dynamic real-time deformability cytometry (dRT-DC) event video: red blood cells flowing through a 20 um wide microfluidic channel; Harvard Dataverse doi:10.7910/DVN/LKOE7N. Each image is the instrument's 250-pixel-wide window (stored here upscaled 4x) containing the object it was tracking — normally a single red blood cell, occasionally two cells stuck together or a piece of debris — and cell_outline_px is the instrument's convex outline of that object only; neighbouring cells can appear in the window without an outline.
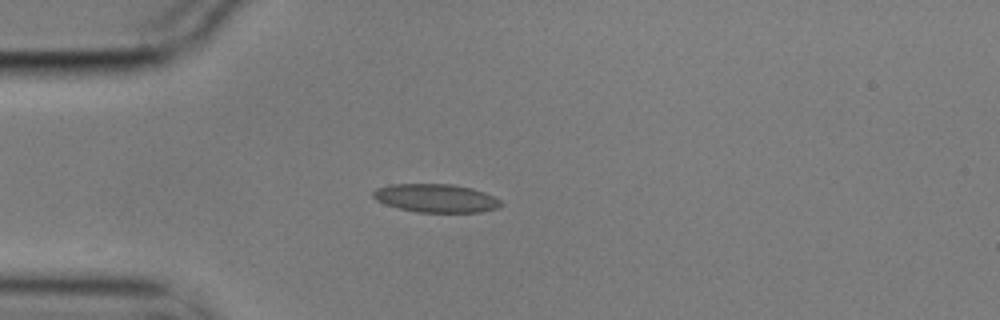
{"species": "common noctule bat (a hibernating species)", "species_latin": "Nyctalus noctula", "temperature_condition": "cold", "stored_images_in_passage": 7, "camera_frame_rate_fps": 3000, "um_per_image_px": 0.085, "animal": {"sex": "male", "body_mass_g": 17.9}, "frame": {"image": 1, "passage_image": 1, "time_ms": 0.0, "image_size_px": [1000, 320], "cell_outline_px": [[504, 204], [496, 208], [480, 212], [416, 212], [400, 208], [376, 200], [372, 196], [372, 192], [376, 188], [388, 184], [452, 184], [472, 188], [484, 192], [500, 200]], "centroid_in_image_um": [37.05, 16.83], "position_along_channel_um": 48.0, "area_um2": 21.04}}
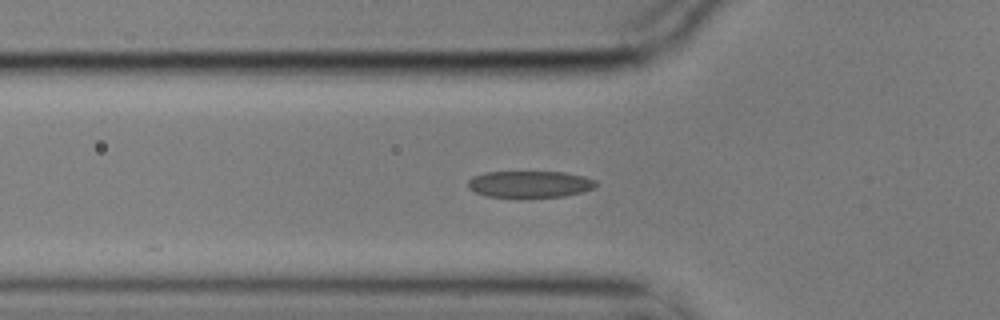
{"frame": {"image": 2, "passage_image": 5, "time_ms": 1.333, "image_size_px": [1000, 320], "cell_outline_px": [[596, 184], [592, 188], [580, 192], [564, 196], [520, 200], [488, 196], [476, 192], [468, 188], [468, 180], [472, 176], [484, 172], [564, 172], [584, 176], [596, 180]], "centroid_in_image_um": [44.98, 15.69], "position_along_channel_um": 80.8, "area_um2": 20.58}}